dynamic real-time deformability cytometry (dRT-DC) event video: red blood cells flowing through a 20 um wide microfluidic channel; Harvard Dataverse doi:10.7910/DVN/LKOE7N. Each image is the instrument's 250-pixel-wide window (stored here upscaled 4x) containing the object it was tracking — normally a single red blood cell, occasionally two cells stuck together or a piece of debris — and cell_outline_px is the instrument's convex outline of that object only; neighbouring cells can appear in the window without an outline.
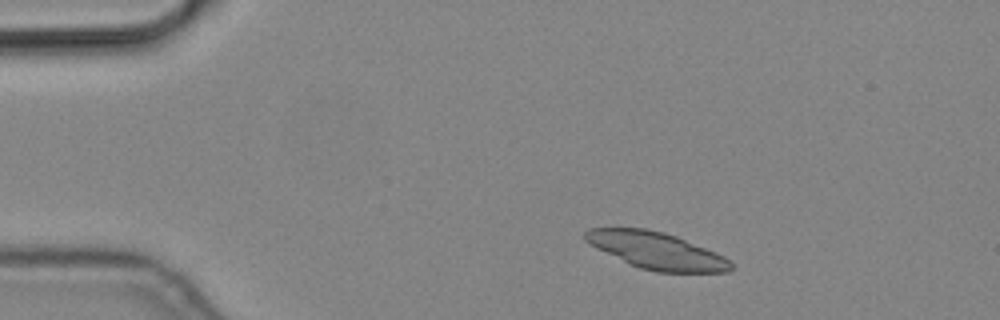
{"species": "common noctule bat (a hibernating species)", "species_latin": "Nyctalus noctula", "temperature_condition": "cold", "stored_images_in_passage": 3, "camera_frame_rate_fps": 3000, "um_per_image_px": 0.085, "animal": {"sex": "male", "body_mass_g": 19.2, "forearm_length_mm": 51.8}, "frame": {"image": 1, "passage_image": 2, "time_ms": 0.333, "image_size_px": [1000, 320], "cell_outline_px": [[732, 268], [728, 272], [656, 272], [640, 268], [596, 248], [584, 240], [584, 232], [588, 228], [648, 228], [664, 232], [676, 236], [716, 252], [732, 260]], "centroid_in_image_um": [55.81, 21.29], "position_along_channel_um": 29.2, "area_um2": 31.21}}